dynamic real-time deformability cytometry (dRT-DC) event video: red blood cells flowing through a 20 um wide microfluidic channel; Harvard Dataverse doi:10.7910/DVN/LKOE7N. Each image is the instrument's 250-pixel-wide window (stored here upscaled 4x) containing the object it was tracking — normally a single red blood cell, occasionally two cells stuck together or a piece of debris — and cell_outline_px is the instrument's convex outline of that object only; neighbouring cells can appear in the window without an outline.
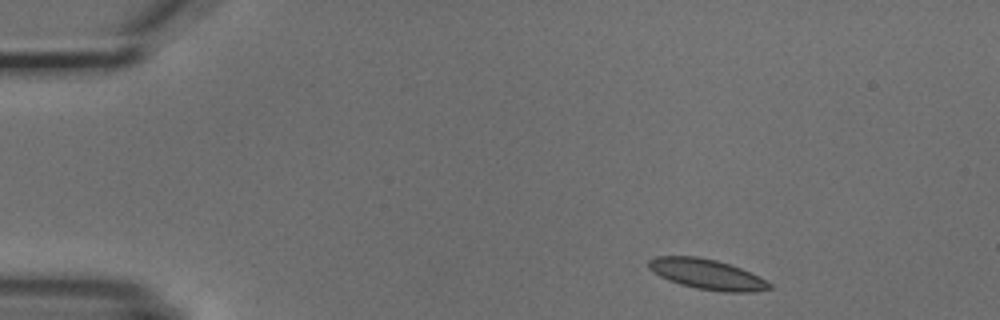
{"species": "common noctule bat (a hibernating species)", "species_latin": "Nyctalus noctula", "temperature_condition": "cold", "stored_images_in_passage": 4, "camera_frame_rate_fps": 3000, "um_per_image_px": 0.085, "animal": {"sex": "male", "body_mass_g": 18.8}, "frame": {"image": 1, "passage_image": 1, "time_ms": 0.0, "image_size_px": [1000, 320], "cell_outline_px": [[772, 288], [752, 292], [724, 292], [696, 288], [680, 284], [668, 280], [660, 276], [648, 268], [648, 260], [656, 256], [696, 256], [716, 260], [740, 268], [772, 284]], "centroid_in_image_um": [60.05, 23.31], "position_along_channel_um": 25.0, "area_um2": 21.04}}
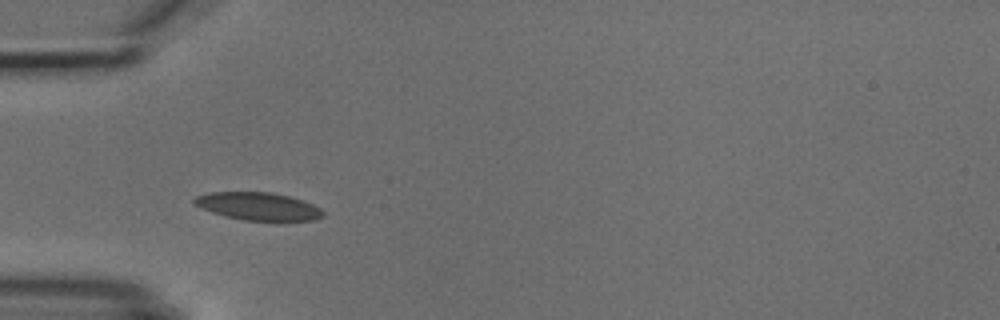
{"frame": {"image": 2, "passage_image": 3, "time_ms": 3.0, "image_size_px": [1000, 320], "cell_outline_px": [[324, 216], [316, 220], [244, 220], [224, 216], [212, 212], [196, 204], [192, 200], [196, 196], [208, 192], [272, 192], [288, 196], [312, 204], [320, 208], [324, 212]], "centroid_in_image_um": [21.95, 17.53], "position_along_channel_um": 63.0, "area_um2": 20.58}}
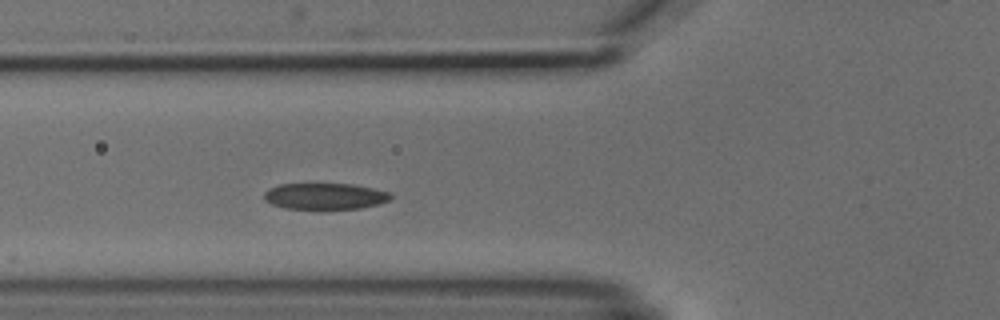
{"frame": {"image": 3, "passage_image": 4, "time_ms": 4.0, "image_size_px": [1000, 320], "cell_outline_px": [[392, 196], [388, 200], [380, 204], [360, 208], [284, 208], [272, 204], [264, 200], [264, 192], [268, 188], [280, 184], [352, 184], [392, 192]], "centroid_in_image_um": [27.62, 16.66], "position_along_channel_um": 98.2, "area_um2": 19.25}}